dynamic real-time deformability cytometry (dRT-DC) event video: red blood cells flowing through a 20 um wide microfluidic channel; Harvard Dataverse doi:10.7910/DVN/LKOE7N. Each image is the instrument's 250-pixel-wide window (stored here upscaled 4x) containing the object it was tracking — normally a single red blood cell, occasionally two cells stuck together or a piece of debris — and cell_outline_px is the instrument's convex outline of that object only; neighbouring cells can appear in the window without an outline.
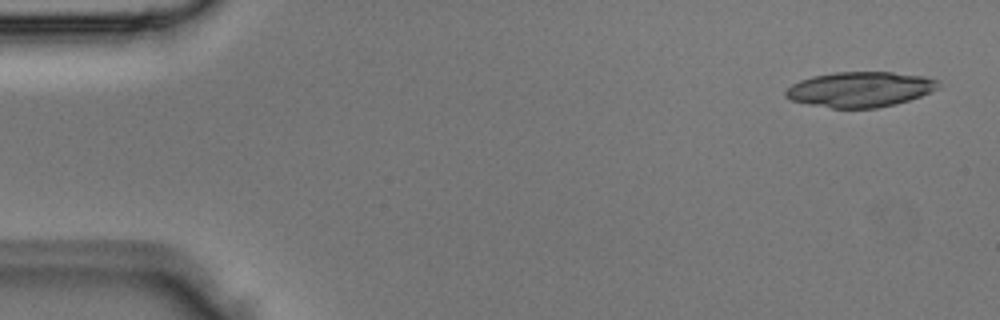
{"species": "Egyptian fruit bat (a non-hibernating species)", "species_latin": "Rousettus aegyptiacus", "temperature_condition": "room temperature", "stored_images_in_passage": 4, "camera_frame_rate_fps": 3000, "um_per_image_px": 0.085, "animal": {"sex": "male"}, "frame": {"image": 1, "passage_image": 1, "time_ms": 0.0, "image_size_px": [1000, 320], "cell_outline_px": [[940, 80], [936, 88], [920, 96], [896, 104], [876, 108], [832, 108], [808, 104], [792, 100], [784, 96], [784, 92], [792, 84], [800, 80], [812, 76], [832, 72], [892, 72], [924, 76]], "centroid_in_image_um": [73.07, 7.59], "position_along_channel_um": 11.9, "area_um2": 31.27}}